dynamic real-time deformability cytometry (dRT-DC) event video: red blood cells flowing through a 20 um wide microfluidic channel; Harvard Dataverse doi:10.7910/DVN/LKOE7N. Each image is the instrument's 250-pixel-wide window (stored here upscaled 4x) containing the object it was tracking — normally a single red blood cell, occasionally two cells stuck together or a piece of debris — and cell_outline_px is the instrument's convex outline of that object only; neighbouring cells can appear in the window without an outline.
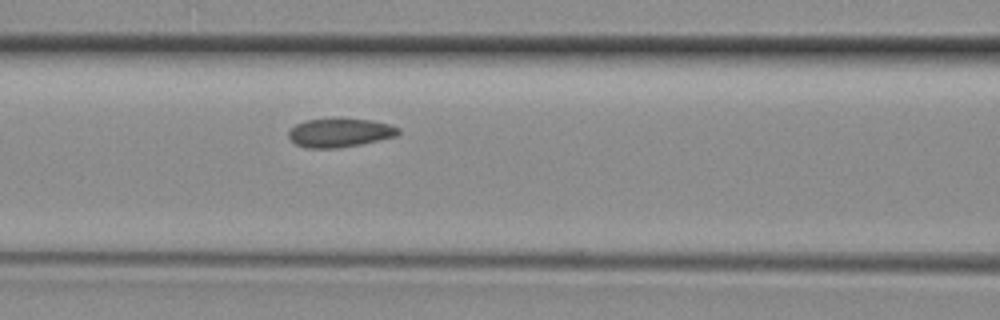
{"species": "common noctule bat (a hibernating species)", "species_latin": "Nyctalus noctula", "temperature_condition": "room temperature", "stored_images_in_passage": 5, "camera_frame_rate_fps": 3000, "um_per_image_px": 0.085, "animal": {"sex": "female", "body_mass_g": 29.2, "forearm_length_mm": 56.3}, "frame": {"image": 1, "passage_image": 5, "time_ms": 1.333, "image_size_px": [1000, 320], "cell_outline_px": [[400, 132], [396, 136], [360, 144], [340, 148], [308, 148], [296, 144], [288, 136], [288, 132], [296, 124], [304, 120], [332, 116], [372, 120], [388, 124], [400, 128]], "centroid_in_image_um": [28.87, 11.24], "position_along_channel_um": 137.7, "area_um2": 18.9}}